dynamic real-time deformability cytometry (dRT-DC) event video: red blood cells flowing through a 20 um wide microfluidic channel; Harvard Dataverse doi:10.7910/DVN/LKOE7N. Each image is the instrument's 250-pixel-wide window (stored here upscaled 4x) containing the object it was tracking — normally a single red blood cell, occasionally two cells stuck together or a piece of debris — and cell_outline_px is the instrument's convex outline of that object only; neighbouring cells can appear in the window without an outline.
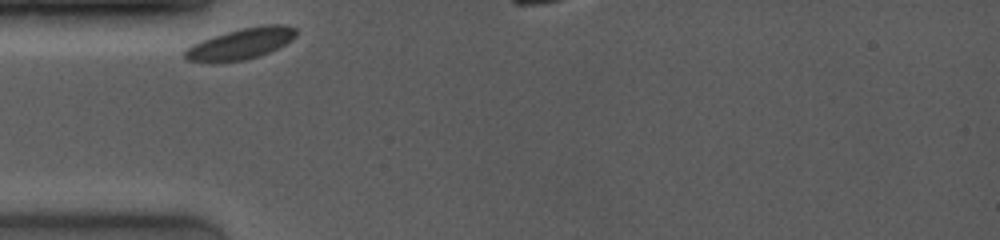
{"species": "common noctule bat (a hibernating species)", "species_latin": "Nyctalus noctula", "temperature_condition": "room temperature", "stored_images_in_passage": 8, "camera_frame_rate_fps": 4000, "um_per_image_px": 0.085, "animal": {"sex": "female", "body_mass_g": 19.0, "forearm_length_mm": 53.3}, "frame": {"image": 1, "passage_image": 1, "time_ms": 0.0, "image_size_px": [1000, 240], "cell_outline_px": [[296, 36], [292, 40], [268, 52], [244, 60], [188, 60], [184, 56], [184, 52], [192, 44], [212, 36], [244, 28], [264, 24], [284, 24], [296, 28]], "centroid_in_image_um": [20.54, 3.67], "position_along_channel_um": 64.5, "area_um2": 19.31}}